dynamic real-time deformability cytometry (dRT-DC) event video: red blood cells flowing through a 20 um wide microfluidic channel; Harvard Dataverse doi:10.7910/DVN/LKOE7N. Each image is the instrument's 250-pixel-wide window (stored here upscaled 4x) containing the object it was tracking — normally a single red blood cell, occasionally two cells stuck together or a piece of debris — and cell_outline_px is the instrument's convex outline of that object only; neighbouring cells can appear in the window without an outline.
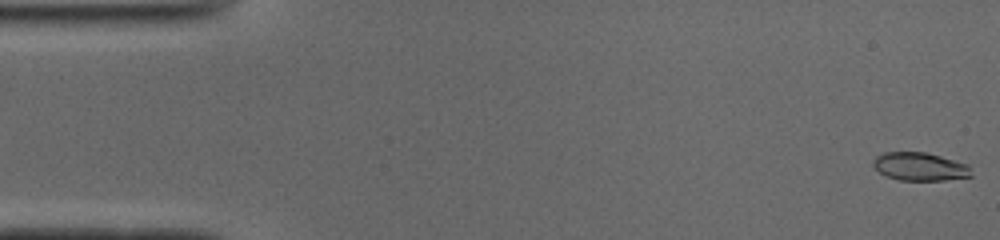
{"species": "common noctule bat (a hibernating species)", "species_latin": "Nyctalus noctula", "temperature_condition": "cold", "stored_images_in_passage": 51, "camera_frame_rate_fps": 3000, "um_per_image_px": 0.085, "animal": {"sex": "male", "body_mass_g": 19.0, "forearm_length_mm": 50.8}, "frame": {"image": 1, "passage_image": 1, "time_ms": 0.0, "image_size_px": [1000, 240], "cell_outline_px": [[972, 176], [944, 180], [900, 180], [888, 176], [880, 172], [872, 164], [872, 160], [876, 156], [884, 152], [924, 152], [940, 156], [968, 164]], "centroid_in_image_um": [78.18, 14.15], "position_along_channel_um": 6.8, "area_um2": 15.95}}
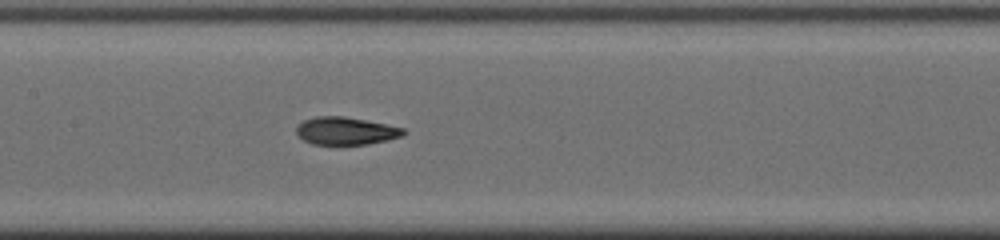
{"frame": {"image": 2, "passage_image": 24, "time_ms": 7.667, "image_size_px": [1000, 240], "cell_outline_px": [[408, 132], [400, 136], [388, 140], [368, 144], [312, 144], [304, 140], [296, 132], [296, 128], [304, 120], [316, 116], [344, 116], [404, 128]], "centroid_in_image_um": [29.4, 11.13], "position_along_channel_um": 178.0, "area_um2": 17.05}}
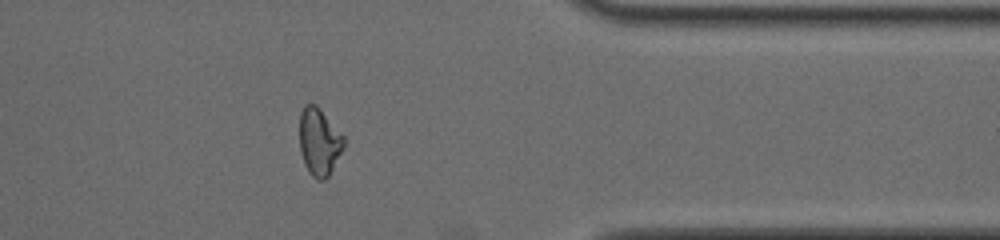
{"frame": {"image": 3, "passage_image": 41, "time_ms": 13.333, "image_size_px": [1000, 240], "cell_outline_px": [[344, 148], [328, 176], [324, 180], [316, 180], [308, 172], [304, 164], [300, 152], [300, 112], [304, 104], [316, 104], [320, 108], [344, 136]], "centroid_in_image_um": [27.12, 12.05], "position_along_channel_um": 384.3, "area_um2": 17.51}, "authors_computed_cell_mechanics": {"area_um2": 17.5134, "velocity_mm_per_s": 3.9372, "shape_relaxation_time_tau1_ms": 3.6872, "shape_relaxation_time_tau2_ms": 2.0721, "deformation_change_tau1": 0.1641, "deformation_change_tau2": 0.076}}